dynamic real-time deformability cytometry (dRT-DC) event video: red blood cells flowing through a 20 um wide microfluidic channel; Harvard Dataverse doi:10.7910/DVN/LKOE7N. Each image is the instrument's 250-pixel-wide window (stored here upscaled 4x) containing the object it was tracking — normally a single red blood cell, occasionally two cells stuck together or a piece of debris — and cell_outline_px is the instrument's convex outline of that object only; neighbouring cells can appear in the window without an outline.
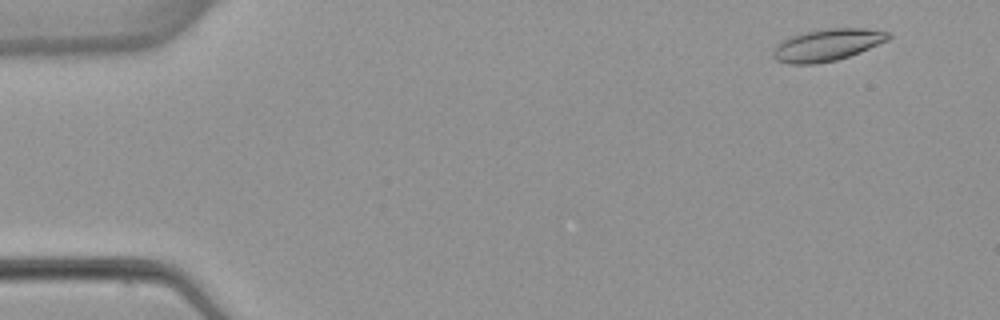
{"species": "common noctule bat (a hibernating species)", "species_latin": "Nyctalus noctula", "temperature_condition": "warm", "stored_images_in_passage": 4, "camera_frame_rate_fps": 3000, "um_per_image_px": 0.085, "animal": {"sex": "female", "body_mass_g": 22.7, "forearm_length_mm": 54.2}, "frame": {"image": 1, "passage_image": 1, "time_ms": 0.0, "image_size_px": [1000, 320], "cell_outline_px": [[892, 36], [888, 40], [860, 52], [836, 60], [816, 64], [792, 64], [776, 60], [772, 56], [772, 52], [784, 40], [792, 36], [804, 32], [828, 28], [864, 28], [888, 32]], "centroid_in_image_um": [70.34, 3.82], "position_along_channel_um": 14.7, "area_um2": 21.21}}
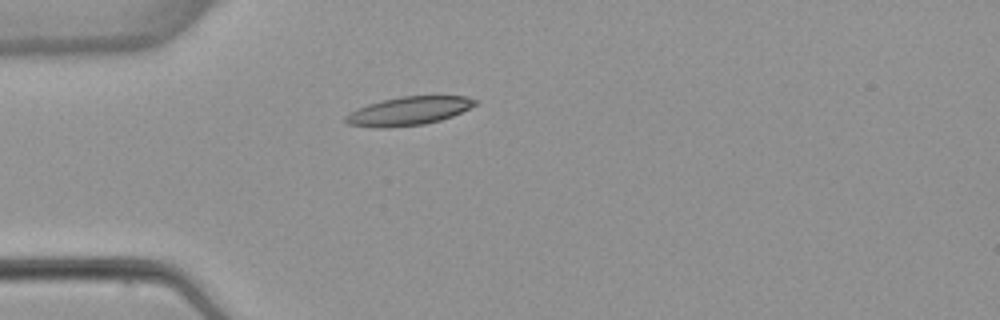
{"frame": {"image": 2, "passage_image": 4, "time_ms": 3.667, "image_size_px": [1000, 320], "cell_outline_px": [[480, 104], [452, 116], [440, 120], [424, 124], [388, 128], [376, 128], [348, 124], [344, 120], [344, 116], [356, 108], [368, 104], [400, 96], [468, 96], [480, 100]], "centroid_in_image_um": [34.77, 9.43], "position_along_channel_um": 50.2, "area_um2": 21.79}}